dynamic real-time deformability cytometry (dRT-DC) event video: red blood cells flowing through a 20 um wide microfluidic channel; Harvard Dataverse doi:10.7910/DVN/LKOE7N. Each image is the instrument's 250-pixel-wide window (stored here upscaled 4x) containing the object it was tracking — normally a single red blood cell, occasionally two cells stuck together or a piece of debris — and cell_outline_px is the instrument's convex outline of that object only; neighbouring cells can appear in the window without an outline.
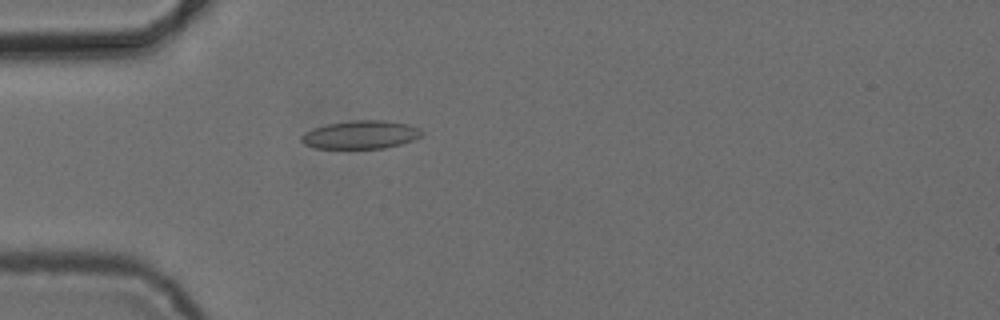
{"species": "common noctule bat (a hibernating species)", "species_latin": "Nyctalus noctula", "temperature_condition": "cold", "stored_images_in_passage": 53, "camera_frame_rate_fps": 3000, "um_per_image_px": 0.085, "animal": {"sex": "female", "body_mass_g": 24.6, "forearm_length_mm": 56.2}, "frame": {"image": 1, "passage_image": 16, "time_ms": 5.0, "image_size_px": [1000, 320], "cell_outline_px": [[424, 132], [420, 136], [412, 140], [400, 144], [384, 148], [316, 148], [304, 144], [300, 140], [300, 136], [304, 132], [312, 128], [328, 124], [352, 120], [384, 120], [408, 124], [420, 128]], "centroid_in_image_um": [30.64, 11.44], "position_along_channel_um": 54.4, "area_um2": 19.83}}
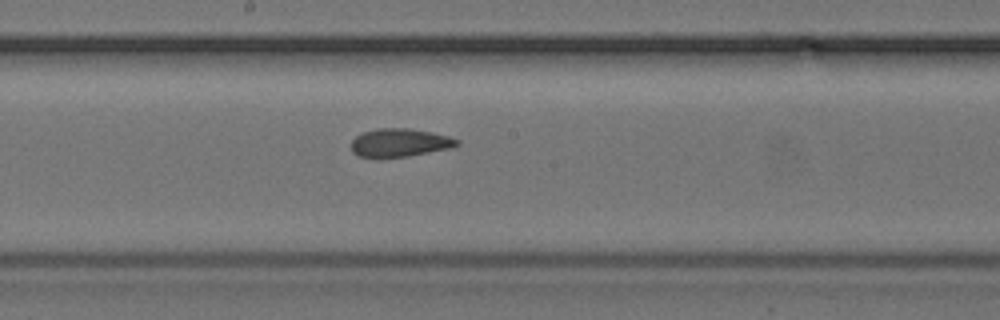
{"frame": {"image": 2, "passage_image": 29, "time_ms": 9.333, "image_size_px": [1000, 320], "cell_outline_px": [[460, 144], [452, 148], [408, 156], [356, 156], [352, 152], [352, 140], [356, 136], [364, 132], [376, 128], [408, 128], [432, 132], [448, 136], [460, 140]], "centroid_in_image_um": [34.01, 12.11], "position_along_channel_um": 214.2, "area_um2": 17.22}}
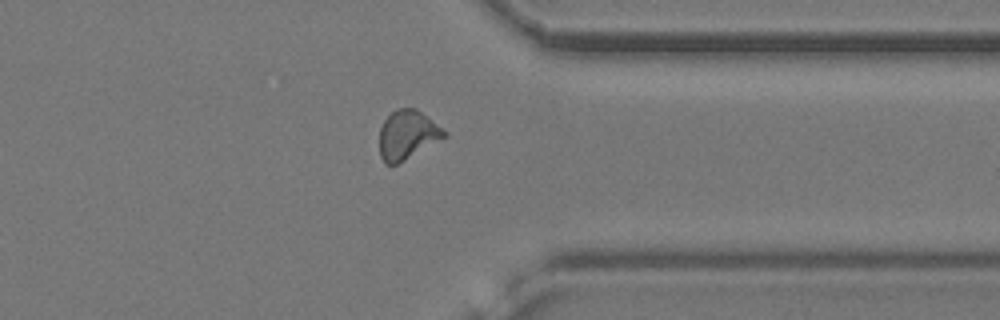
{"frame": {"image": 3, "passage_image": 42, "time_ms": 13.667, "image_size_px": [1000, 320], "cell_outline_px": [[448, 136], [404, 160], [396, 164], [384, 164], [380, 156], [380, 128], [384, 120], [396, 108], [416, 108], [448, 132]], "centroid_in_image_um": [34.64, 11.45], "position_along_channel_um": 376.8, "area_um2": 18.44}, "authors_computed_cell_mechanics": {"area_um2": 18.2648, "velocity_mm_per_s": 3.8608, "shape_relaxation_time_tau1_ms": null, "shape_relaxation_time_tau2_ms": 2.5156, "deformation_change_tau1": null, "deformation_change_tau2": 0.0768}}